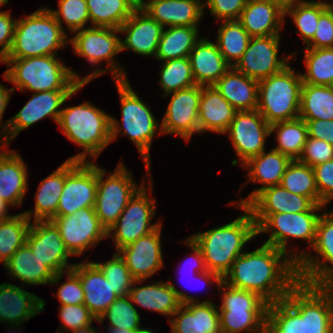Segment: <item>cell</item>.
<instances>
[{
  "label": "cell",
  "mask_w": 333,
  "mask_h": 333,
  "mask_svg": "<svg viewBox=\"0 0 333 333\" xmlns=\"http://www.w3.org/2000/svg\"><path fill=\"white\" fill-rule=\"evenodd\" d=\"M222 280L233 288L258 294L292 328L312 305L302 291L297 263L286 253L265 243L254 251L239 255Z\"/></svg>",
  "instance_id": "obj_1"
},
{
  "label": "cell",
  "mask_w": 333,
  "mask_h": 333,
  "mask_svg": "<svg viewBox=\"0 0 333 333\" xmlns=\"http://www.w3.org/2000/svg\"><path fill=\"white\" fill-rule=\"evenodd\" d=\"M312 251L316 256L294 249L291 258L297 263L304 295L333 315V209L321 214Z\"/></svg>",
  "instance_id": "obj_2"
},
{
  "label": "cell",
  "mask_w": 333,
  "mask_h": 333,
  "mask_svg": "<svg viewBox=\"0 0 333 333\" xmlns=\"http://www.w3.org/2000/svg\"><path fill=\"white\" fill-rule=\"evenodd\" d=\"M219 309L221 333H293V328L258 294L223 281Z\"/></svg>",
  "instance_id": "obj_3"
},
{
  "label": "cell",
  "mask_w": 333,
  "mask_h": 333,
  "mask_svg": "<svg viewBox=\"0 0 333 333\" xmlns=\"http://www.w3.org/2000/svg\"><path fill=\"white\" fill-rule=\"evenodd\" d=\"M236 207L243 210L236 220L189 237L200 248L206 269L222 279L237 257L244 253L242 250L245 244L258 236L257 226L249 209L246 206Z\"/></svg>",
  "instance_id": "obj_4"
},
{
  "label": "cell",
  "mask_w": 333,
  "mask_h": 333,
  "mask_svg": "<svg viewBox=\"0 0 333 333\" xmlns=\"http://www.w3.org/2000/svg\"><path fill=\"white\" fill-rule=\"evenodd\" d=\"M111 117L87 101L61 110L58 126L68 140L83 151L68 160L87 162L95 159L112 142ZM89 155L90 160H87Z\"/></svg>",
  "instance_id": "obj_5"
},
{
  "label": "cell",
  "mask_w": 333,
  "mask_h": 333,
  "mask_svg": "<svg viewBox=\"0 0 333 333\" xmlns=\"http://www.w3.org/2000/svg\"><path fill=\"white\" fill-rule=\"evenodd\" d=\"M1 63L8 67L3 77L19 92L74 90L82 82L80 75L56 56L4 59Z\"/></svg>",
  "instance_id": "obj_6"
},
{
  "label": "cell",
  "mask_w": 333,
  "mask_h": 333,
  "mask_svg": "<svg viewBox=\"0 0 333 333\" xmlns=\"http://www.w3.org/2000/svg\"><path fill=\"white\" fill-rule=\"evenodd\" d=\"M115 84L120 97L122 119L120 122L111 117V141H115L121 132L128 136L136 145L149 175L151 142L157 132L162 134L161 124L152 114L151 108L132 89L128 79L115 80Z\"/></svg>",
  "instance_id": "obj_7"
},
{
  "label": "cell",
  "mask_w": 333,
  "mask_h": 333,
  "mask_svg": "<svg viewBox=\"0 0 333 333\" xmlns=\"http://www.w3.org/2000/svg\"><path fill=\"white\" fill-rule=\"evenodd\" d=\"M69 44L66 32L47 7L16 21L14 40L5 59L56 56Z\"/></svg>",
  "instance_id": "obj_8"
},
{
  "label": "cell",
  "mask_w": 333,
  "mask_h": 333,
  "mask_svg": "<svg viewBox=\"0 0 333 333\" xmlns=\"http://www.w3.org/2000/svg\"><path fill=\"white\" fill-rule=\"evenodd\" d=\"M302 84L290 65L258 82L257 110L269 125L299 117Z\"/></svg>",
  "instance_id": "obj_9"
},
{
  "label": "cell",
  "mask_w": 333,
  "mask_h": 333,
  "mask_svg": "<svg viewBox=\"0 0 333 333\" xmlns=\"http://www.w3.org/2000/svg\"><path fill=\"white\" fill-rule=\"evenodd\" d=\"M74 33L75 36L69 38V43L73 46L75 54L84 57L92 67L100 65L102 61H107L106 70L102 68L94 70L89 75L82 77L83 83H88L107 71L112 73L114 80H127L124 68L114 59L121 52V38L117 36L120 33L119 29L89 26Z\"/></svg>",
  "instance_id": "obj_10"
},
{
  "label": "cell",
  "mask_w": 333,
  "mask_h": 333,
  "mask_svg": "<svg viewBox=\"0 0 333 333\" xmlns=\"http://www.w3.org/2000/svg\"><path fill=\"white\" fill-rule=\"evenodd\" d=\"M105 175L104 168L97 166V193L94 210L101 224L108 230L117 222L128 201L146 182L144 177L142 184L138 187L132 173L122 162L107 179H104Z\"/></svg>",
  "instance_id": "obj_11"
},
{
  "label": "cell",
  "mask_w": 333,
  "mask_h": 333,
  "mask_svg": "<svg viewBox=\"0 0 333 333\" xmlns=\"http://www.w3.org/2000/svg\"><path fill=\"white\" fill-rule=\"evenodd\" d=\"M252 216L257 226V234H270L264 243L291 257L290 249L287 250L289 238L307 241L312 248L321 214H318L317 211H305L302 213L252 214Z\"/></svg>",
  "instance_id": "obj_12"
},
{
  "label": "cell",
  "mask_w": 333,
  "mask_h": 333,
  "mask_svg": "<svg viewBox=\"0 0 333 333\" xmlns=\"http://www.w3.org/2000/svg\"><path fill=\"white\" fill-rule=\"evenodd\" d=\"M149 176L148 188L144 184L133 195L117 222L107 230V236L112 237L114 241L116 252L140 237L153 232L162 224L160 221L151 224V220L156 214V200L149 197L147 192V189L152 191L153 188L152 177Z\"/></svg>",
  "instance_id": "obj_13"
},
{
  "label": "cell",
  "mask_w": 333,
  "mask_h": 333,
  "mask_svg": "<svg viewBox=\"0 0 333 333\" xmlns=\"http://www.w3.org/2000/svg\"><path fill=\"white\" fill-rule=\"evenodd\" d=\"M97 193V164L94 161H65V184L56 216H67L94 207Z\"/></svg>",
  "instance_id": "obj_14"
},
{
  "label": "cell",
  "mask_w": 333,
  "mask_h": 333,
  "mask_svg": "<svg viewBox=\"0 0 333 333\" xmlns=\"http://www.w3.org/2000/svg\"><path fill=\"white\" fill-rule=\"evenodd\" d=\"M51 221L72 256L82 255L89 247L95 248L108 237V231L101 224L94 207L82 208L67 216H56Z\"/></svg>",
  "instance_id": "obj_15"
},
{
  "label": "cell",
  "mask_w": 333,
  "mask_h": 333,
  "mask_svg": "<svg viewBox=\"0 0 333 333\" xmlns=\"http://www.w3.org/2000/svg\"><path fill=\"white\" fill-rule=\"evenodd\" d=\"M86 84L87 83L81 82L74 90L34 92L25 106H23L15 116L10 118L7 133L0 139L1 144L8 146L19 132L47 116L58 123L62 110L61 106Z\"/></svg>",
  "instance_id": "obj_16"
},
{
  "label": "cell",
  "mask_w": 333,
  "mask_h": 333,
  "mask_svg": "<svg viewBox=\"0 0 333 333\" xmlns=\"http://www.w3.org/2000/svg\"><path fill=\"white\" fill-rule=\"evenodd\" d=\"M280 37V35L251 37L243 56L232 67L258 82L279 73L294 57L292 53L279 59Z\"/></svg>",
  "instance_id": "obj_17"
},
{
  "label": "cell",
  "mask_w": 333,
  "mask_h": 333,
  "mask_svg": "<svg viewBox=\"0 0 333 333\" xmlns=\"http://www.w3.org/2000/svg\"><path fill=\"white\" fill-rule=\"evenodd\" d=\"M167 111L161 124L162 134H175L189 141L194 133H199V104L201 86L195 85L187 89L178 90L171 95Z\"/></svg>",
  "instance_id": "obj_18"
},
{
  "label": "cell",
  "mask_w": 333,
  "mask_h": 333,
  "mask_svg": "<svg viewBox=\"0 0 333 333\" xmlns=\"http://www.w3.org/2000/svg\"><path fill=\"white\" fill-rule=\"evenodd\" d=\"M228 134L241 161V165L265 150L270 125L260 112L255 110L237 111L225 134Z\"/></svg>",
  "instance_id": "obj_19"
},
{
  "label": "cell",
  "mask_w": 333,
  "mask_h": 333,
  "mask_svg": "<svg viewBox=\"0 0 333 333\" xmlns=\"http://www.w3.org/2000/svg\"><path fill=\"white\" fill-rule=\"evenodd\" d=\"M26 244L55 274L75 266L74 263L68 264L72 254L66 248L58 228L50 220L31 222Z\"/></svg>",
  "instance_id": "obj_20"
},
{
  "label": "cell",
  "mask_w": 333,
  "mask_h": 333,
  "mask_svg": "<svg viewBox=\"0 0 333 333\" xmlns=\"http://www.w3.org/2000/svg\"><path fill=\"white\" fill-rule=\"evenodd\" d=\"M161 229L162 224L153 232L117 251L135 280H148V277L164 268Z\"/></svg>",
  "instance_id": "obj_21"
},
{
  "label": "cell",
  "mask_w": 333,
  "mask_h": 333,
  "mask_svg": "<svg viewBox=\"0 0 333 333\" xmlns=\"http://www.w3.org/2000/svg\"><path fill=\"white\" fill-rule=\"evenodd\" d=\"M168 282L158 281L149 285L138 286L146 280H135L128 296L132 303L144 307L147 310L156 311L165 316H172L182 304L199 302L195 298L179 291L173 281L168 278Z\"/></svg>",
  "instance_id": "obj_22"
},
{
  "label": "cell",
  "mask_w": 333,
  "mask_h": 333,
  "mask_svg": "<svg viewBox=\"0 0 333 333\" xmlns=\"http://www.w3.org/2000/svg\"><path fill=\"white\" fill-rule=\"evenodd\" d=\"M163 29L143 9L137 8L119 28V32L126 36L120 40L121 52L130 50L135 54L146 57L153 55L155 58Z\"/></svg>",
  "instance_id": "obj_23"
},
{
  "label": "cell",
  "mask_w": 333,
  "mask_h": 333,
  "mask_svg": "<svg viewBox=\"0 0 333 333\" xmlns=\"http://www.w3.org/2000/svg\"><path fill=\"white\" fill-rule=\"evenodd\" d=\"M246 207L251 214H273L320 211L326 205L315 204L309 197L293 194L281 185H275L261 190Z\"/></svg>",
  "instance_id": "obj_24"
},
{
  "label": "cell",
  "mask_w": 333,
  "mask_h": 333,
  "mask_svg": "<svg viewBox=\"0 0 333 333\" xmlns=\"http://www.w3.org/2000/svg\"><path fill=\"white\" fill-rule=\"evenodd\" d=\"M20 287L6 282L0 284V322L8 323L12 329L40 314L46 304L43 299L22 289V285Z\"/></svg>",
  "instance_id": "obj_25"
},
{
  "label": "cell",
  "mask_w": 333,
  "mask_h": 333,
  "mask_svg": "<svg viewBox=\"0 0 333 333\" xmlns=\"http://www.w3.org/2000/svg\"><path fill=\"white\" fill-rule=\"evenodd\" d=\"M72 270L79 276L83 291L84 305L99 319L108 307L119 297L101 270L93 261L75 263Z\"/></svg>",
  "instance_id": "obj_26"
},
{
  "label": "cell",
  "mask_w": 333,
  "mask_h": 333,
  "mask_svg": "<svg viewBox=\"0 0 333 333\" xmlns=\"http://www.w3.org/2000/svg\"><path fill=\"white\" fill-rule=\"evenodd\" d=\"M291 161L290 157L274 149L268 153L264 150L259 155L250 158L242 165L248 170L247 183L252 181L263 184V186L256 188L248 197L241 198L238 203L231 202V205L246 206L261 190L280 185L282 176Z\"/></svg>",
  "instance_id": "obj_27"
},
{
  "label": "cell",
  "mask_w": 333,
  "mask_h": 333,
  "mask_svg": "<svg viewBox=\"0 0 333 333\" xmlns=\"http://www.w3.org/2000/svg\"><path fill=\"white\" fill-rule=\"evenodd\" d=\"M141 9L164 28L198 26L205 11L202 0H144Z\"/></svg>",
  "instance_id": "obj_28"
},
{
  "label": "cell",
  "mask_w": 333,
  "mask_h": 333,
  "mask_svg": "<svg viewBox=\"0 0 333 333\" xmlns=\"http://www.w3.org/2000/svg\"><path fill=\"white\" fill-rule=\"evenodd\" d=\"M173 316L171 333H221L219 309L209 299L182 304Z\"/></svg>",
  "instance_id": "obj_29"
},
{
  "label": "cell",
  "mask_w": 333,
  "mask_h": 333,
  "mask_svg": "<svg viewBox=\"0 0 333 333\" xmlns=\"http://www.w3.org/2000/svg\"><path fill=\"white\" fill-rule=\"evenodd\" d=\"M237 21L251 37L280 35L285 10L270 0H248Z\"/></svg>",
  "instance_id": "obj_30"
},
{
  "label": "cell",
  "mask_w": 333,
  "mask_h": 333,
  "mask_svg": "<svg viewBox=\"0 0 333 333\" xmlns=\"http://www.w3.org/2000/svg\"><path fill=\"white\" fill-rule=\"evenodd\" d=\"M3 266L8 271L7 274L13 276L11 279L23 282L22 286L25 284L54 286L64 276V272L55 274L45 262L33 254L27 244L20 247Z\"/></svg>",
  "instance_id": "obj_31"
},
{
  "label": "cell",
  "mask_w": 333,
  "mask_h": 333,
  "mask_svg": "<svg viewBox=\"0 0 333 333\" xmlns=\"http://www.w3.org/2000/svg\"><path fill=\"white\" fill-rule=\"evenodd\" d=\"M3 147L8 146L0 145V197L18 207L23 204L27 192L28 169L20 154Z\"/></svg>",
  "instance_id": "obj_32"
},
{
  "label": "cell",
  "mask_w": 333,
  "mask_h": 333,
  "mask_svg": "<svg viewBox=\"0 0 333 333\" xmlns=\"http://www.w3.org/2000/svg\"><path fill=\"white\" fill-rule=\"evenodd\" d=\"M188 58L194 80L200 86H213L231 68L216 43L204 37L196 42Z\"/></svg>",
  "instance_id": "obj_33"
},
{
  "label": "cell",
  "mask_w": 333,
  "mask_h": 333,
  "mask_svg": "<svg viewBox=\"0 0 333 333\" xmlns=\"http://www.w3.org/2000/svg\"><path fill=\"white\" fill-rule=\"evenodd\" d=\"M198 112L199 134L210 131L225 134L237 110L214 86H201Z\"/></svg>",
  "instance_id": "obj_34"
},
{
  "label": "cell",
  "mask_w": 333,
  "mask_h": 333,
  "mask_svg": "<svg viewBox=\"0 0 333 333\" xmlns=\"http://www.w3.org/2000/svg\"><path fill=\"white\" fill-rule=\"evenodd\" d=\"M213 86L237 111H250L258 107V81L233 67Z\"/></svg>",
  "instance_id": "obj_35"
},
{
  "label": "cell",
  "mask_w": 333,
  "mask_h": 333,
  "mask_svg": "<svg viewBox=\"0 0 333 333\" xmlns=\"http://www.w3.org/2000/svg\"><path fill=\"white\" fill-rule=\"evenodd\" d=\"M65 184V162L52 174L44 178L35 194V209L23 212L33 221H48L56 217L57 206Z\"/></svg>",
  "instance_id": "obj_36"
},
{
  "label": "cell",
  "mask_w": 333,
  "mask_h": 333,
  "mask_svg": "<svg viewBox=\"0 0 333 333\" xmlns=\"http://www.w3.org/2000/svg\"><path fill=\"white\" fill-rule=\"evenodd\" d=\"M198 26H174L163 29L155 58L159 61L188 57L199 40Z\"/></svg>",
  "instance_id": "obj_37"
},
{
  "label": "cell",
  "mask_w": 333,
  "mask_h": 333,
  "mask_svg": "<svg viewBox=\"0 0 333 333\" xmlns=\"http://www.w3.org/2000/svg\"><path fill=\"white\" fill-rule=\"evenodd\" d=\"M299 117L333 120V86L302 84Z\"/></svg>",
  "instance_id": "obj_38"
},
{
  "label": "cell",
  "mask_w": 333,
  "mask_h": 333,
  "mask_svg": "<svg viewBox=\"0 0 333 333\" xmlns=\"http://www.w3.org/2000/svg\"><path fill=\"white\" fill-rule=\"evenodd\" d=\"M91 26L119 29L137 7L130 0H86Z\"/></svg>",
  "instance_id": "obj_39"
},
{
  "label": "cell",
  "mask_w": 333,
  "mask_h": 333,
  "mask_svg": "<svg viewBox=\"0 0 333 333\" xmlns=\"http://www.w3.org/2000/svg\"><path fill=\"white\" fill-rule=\"evenodd\" d=\"M276 130L277 146L273 149L298 160L308 137L306 122L298 117L270 125V134Z\"/></svg>",
  "instance_id": "obj_40"
},
{
  "label": "cell",
  "mask_w": 333,
  "mask_h": 333,
  "mask_svg": "<svg viewBox=\"0 0 333 333\" xmlns=\"http://www.w3.org/2000/svg\"><path fill=\"white\" fill-rule=\"evenodd\" d=\"M222 22L218 28L216 45L225 61L232 67L243 56L251 36L237 20Z\"/></svg>",
  "instance_id": "obj_41"
},
{
  "label": "cell",
  "mask_w": 333,
  "mask_h": 333,
  "mask_svg": "<svg viewBox=\"0 0 333 333\" xmlns=\"http://www.w3.org/2000/svg\"><path fill=\"white\" fill-rule=\"evenodd\" d=\"M280 185L293 194L309 197L315 204L326 205L319 198L313 168L298 160L287 166Z\"/></svg>",
  "instance_id": "obj_42"
},
{
  "label": "cell",
  "mask_w": 333,
  "mask_h": 333,
  "mask_svg": "<svg viewBox=\"0 0 333 333\" xmlns=\"http://www.w3.org/2000/svg\"><path fill=\"white\" fill-rule=\"evenodd\" d=\"M304 61L303 83L333 86V48H305Z\"/></svg>",
  "instance_id": "obj_43"
},
{
  "label": "cell",
  "mask_w": 333,
  "mask_h": 333,
  "mask_svg": "<svg viewBox=\"0 0 333 333\" xmlns=\"http://www.w3.org/2000/svg\"><path fill=\"white\" fill-rule=\"evenodd\" d=\"M31 221L22 213L0 221V262L5 264L27 242Z\"/></svg>",
  "instance_id": "obj_44"
},
{
  "label": "cell",
  "mask_w": 333,
  "mask_h": 333,
  "mask_svg": "<svg viewBox=\"0 0 333 333\" xmlns=\"http://www.w3.org/2000/svg\"><path fill=\"white\" fill-rule=\"evenodd\" d=\"M329 6V2L303 0L285 9V18L290 16L298 28L297 33L304 44L308 43L317 31L320 14Z\"/></svg>",
  "instance_id": "obj_45"
},
{
  "label": "cell",
  "mask_w": 333,
  "mask_h": 333,
  "mask_svg": "<svg viewBox=\"0 0 333 333\" xmlns=\"http://www.w3.org/2000/svg\"><path fill=\"white\" fill-rule=\"evenodd\" d=\"M162 63L158 82L164 92L163 96L197 85L188 57L170 59Z\"/></svg>",
  "instance_id": "obj_46"
},
{
  "label": "cell",
  "mask_w": 333,
  "mask_h": 333,
  "mask_svg": "<svg viewBox=\"0 0 333 333\" xmlns=\"http://www.w3.org/2000/svg\"><path fill=\"white\" fill-rule=\"evenodd\" d=\"M105 318L109 320L108 324L111 327L135 330L136 332L143 328L140 326V314L128 295L118 297L96 321L103 323Z\"/></svg>",
  "instance_id": "obj_47"
},
{
  "label": "cell",
  "mask_w": 333,
  "mask_h": 333,
  "mask_svg": "<svg viewBox=\"0 0 333 333\" xmlns=\"http://www.w3.org/2000/svg\"><path fill=\"white\" fill-rule=\"evenodd\" d=\"M58 6V9L52 10L50 8L49 11L54 15L63 30V21L72 34L84 29L85 25L90 22L86 0H58Z\"/></svg>",
  "instance_id": "obj_48"
},
{
  "label": "cell",
  "mask_w": 333,
  "mask_h": 333,
  "mask_svg": "<svg viewBox=\"0 0 333 333\" xmlns=\"http://www.w3.org/2000/svg\"><path fill=\"white\" fill-rule=\"evenodd\" d=\"M110 281V284L114 288V292L119 296H126L129 294L135 279L132 277L125 261L115 252L112 259L103 263L93 262Z\"/></svg>",
  "instance_id": "obj_49"
},
{
  "label": "cell",
  "mask_w": 333,
  "mask_h": 333,
  "mask_svg": "<svg viewBox=\"0 0 333 333\" xmlns=\"http://www.w3.org/2000/svg\"><path fill=\"white\" fill-rule=\"evenodd\" d=\"M293 333H333V315L319 304H312L310 310L293 328Z\"/></svg>",
  "instance_id": "obj_50"
},
{
  "label": "cell",
  "mask_w": 333,
  "mask_h": 333,
  "mask_svg": "<svg viewBox=\"0 0 333 333\" xmlns=\"http://www.w3.org/2000/svg\"><path fill=\"white\" fill-rule=\"evenodd\" d=\"M59 315L62 323L59 329L61 333L91 325L93 320H97L84 304L60 305Z\"/></svg>",
  "instance_id": "obj_51"
},
{
  "label": "cell",
  "mask_w": 333,
  "mask_h": 333,
  "mask_svg": "<svg viewBox=\"0 0 333 333\" xmlns=\"http://www.w3.org/2000/svg\"><path fill=\"white\" fill-rule=\"evenodd\" d=\"M184 243L193 251V253L188 258H186L187 260H185L184 264L182 263V265H183L182 267L184 269H186V268L191 269L192 268L191 271H193L194 275L197 274L195 277H197V279L199 278L202 281V283H204V284H207V283L209 284L210 283L211 284L212 282L213 283L216 282L217 286H219V284L223 280L218 274H216L214 272H211V271L206 269L203 254L201 253L200 248L189 237L184 240ZM186 266H188V267H186ZM182 267H181V269H182Z\"/></svg>",
  "instance_id": "obj_52"
},
{
  "label": "cell",
  "mask_w": 333,
  "mask_h": 333,
  "mask_svg": "<svg viewBox=\"0 0 333 333\" xmlns=\"http://www.w3.org/2000/svg\"><path fill=\"white\" fill-rule=\"evenodd\" d=\"M333 159V145L325 140L307 137L298 161L311 167Z\"/></svg>",
  "instance_id": "obj_53"
},
{
  "label": "cell",
  "mask_w": 333,
  "mask_h": 333,
  "mask_svg": "<svg viewBox=\"0 0 333 333\" xmlns=\"http://www.w3.org/2000/svg\"><path fill=\"white\" fill-rule=\"evenodd\" d=\"M314 37L306 44V48H333V9L328 6L318 20Z\"/></svg>",
  "instance_id": "obj_54"
},
{
  "label": "cell",
  "mask_w": 333,
  "mask_h": 333,
  "mask_svg": "<svg viewBox=\"0 0 333 333\" xmlns=\"http://www.w3.org/2000/svg\"><path fill=\"white\" fill-rule=\"evenodd\" d=\"M248 0H205L203 2L217 21L238 20Z\"/></svg>",
  "instance_id": "obj_55"
},
{
  "label": "cell",
  "mask_w": 333,
  "mask_h": 333,
  "mask_svg": "<svg viewBox=\"0 0 333 333\" xmlns=\"http://www.w3.org/2000/svg\"><path fill=\"white\" fill-rule=\"evenodd\" d=\"M66 282L59 286L57 297L60 305L84 304V291L79 276L72 270L66 271Z\"/></svg>",
  "instance_id": "obj_56"
},
{
  "label": "cell",
  "mask_w": 333,
  "mask_h": 333,
  "mask_svg": "<svg viewBox=\"0 0 333 333\" xmlns=\"http://www.w3.org/2000/svg\"><path fill=\"white\" fill-rule=\"evenodd\" d=\"M312 168L319 198L328 205L333 200V159Z\"/></svg>",
  "instance_id": "obj_57"
},
{
  "label": "cell",
  "mask_w": 333,
  "mask_h": 333,
  "mask_svg": "<svg viewBox=\"0 0 333 333\" xmlns=\"http://www.w3.org/2000/svg\"><path fill=\"white\" fill-rule=\"evenodd\" d=\"M17 19H13L10 11H0V63L7 57L14 40Z\"/></svg>",
  "instance_id": "obj_58"
},
{
  "label": "cell",
  "mask_w": 333,
  "mask_h": 333,
  "mask_svg": "<svg viewBox=\"0 0 333 333\" xmlns=\"http://www.w3.org/2000/svg\"><path fill=\"white\" fill-rule=\"evenodd\" d=\"M307 125L308 137L325 140L333 145V120H304Z\"/></svg>",
  "instance_id": "obj_59"
},
{
  "label": "cell",
  "mask_w": 333,
  "mask_h": 333,
  "mask_svg": "<svg viewBox=\"0 0 333 333\" xmlns=\"http://www.w3.org/2000/svg\"><path fill=\"white\" fill-rule=\"evenodd\" d=\"M11 92V93H10ZM14 92V88H6L5 86H3L0 83V138L2 139L6 133H7V129L10 123V119L5 121L6 123L4 124L2 122V118H3V114L5 112L6 107L8 106L9 100L11 98V94ZM3 123V124H2ZM2 124V125H1Z\"/></svg>",
  "instance_id": "obj_60"
},
{
  "label": "cell",
  "mask_w": 333,
  "mask_h": 333,
  "mask_svg": "<svg viewBox=\"0 0 333 333\" xmlns=\"http://www.w3.org/2000/svg\"><path fill=\"white\" fill-rule=\"evenodd\" d=\"M11 205L0 197V221L11 218L13 215L8 214V208Z\"/></svg>",
  "instance_id": "obj_61"
},
{
  "label": "cell",
  "mask_w": 333,
  "mask_h": 333,
  "mask_svg": "<svg viewBox=\"0 0 333 333\" xmlns=\"http://www.w3.org/2000/svg\"><path fill=\"white\" fill-rule=\"evenodd\" d=\"M55 333L58 332L56 331ZM68 333H103V332H99L98 330H96V328H93L92 325H87L82 328L71 330V332Z\"/></svg>",
  "instance_id": "obj_62"
},
{
  "label": "cell",
  "mask_w": 333,
  "mask_h": 333,
  "mask_svg": "<svg viewBox=\"0 0 333 333\" xmlns=\"http://www.w3.org/2000/svg\"><path fill=\"white\" fill-rule=\"evenodd\" d=\"M270 1L277 3L285 10L287 7H290L303 0H270Z\"/></svg>",
  "instance_id": "obj_63"
},
{
  "label": "cell",
  "mask_w": 333,
  "mask_h": 333,
  "mask_svg": "<svg viewBox=\"0 0 333 333\" xmlns=\"http://www.w3.org/2000/svg\"><path fill=\"white\" fill-rule=\"evenodd\" d=\"M107 333H138V332H136L135 330L120 329V328L108 326Z\"/></svg>",
  "instance_id": "obj_64"
},
{
  "label": "cell",
  "mask_w": 333,
  "mask_h": 333,
  "mask_svg": "<svg viewBox=\"0 0 333 333\" xmlns=\"http://www.w3.org/2000/svg\"><path fill=\"white\" fill-rule=\"evenodd\" d=\"M137 8H141L144 0H130Z\"/></svg>",
  "instance_id": "obj_65"
},
{
  "label": "cell",
  "mask_w": 333,
  "mask_h": 333,
  "mask_svg": "<svg viewBox=\"0 0 333 333\" xmlns=\"http://www.w3.org/2000/svg\"><path fill=\"white\" fill-rule=\"evenodd\" d=\"M154 330H151L149 328H142L141 330L138 331V333H155L153 332Z\"/></svg>",
  "instance_id": "obj_66"
},
{
  "label": "cell",
  "mask_w": 333,
  "mask_h": 333,
  "mask_svg": "<svg viewBox=\"0 0 333 333\" xmlns=\"http://www.w3.org/2000/svg\"><path fill=\"white\" fill-rule=\"evenodd\" d=\"M6 3H9V1L8 0H0V6L1 7Z\"/></svg>",
  "instance_id": "obj_67"
},
{
  "label": "cell",
  "mask_w": 333,
  "mask_h": 333,
  "mask_svg": "<svg viewBox=\"0 0 333 333\" xmlns=\"http://www.w3.org/2000/svg\"><path fill=\"white\" fill-rule=\"evenodd\" d=\"M329 6L333 9V3L329 2Z\"/></svg>",
  "instance_id": "obj_68"
}]
</instances>
